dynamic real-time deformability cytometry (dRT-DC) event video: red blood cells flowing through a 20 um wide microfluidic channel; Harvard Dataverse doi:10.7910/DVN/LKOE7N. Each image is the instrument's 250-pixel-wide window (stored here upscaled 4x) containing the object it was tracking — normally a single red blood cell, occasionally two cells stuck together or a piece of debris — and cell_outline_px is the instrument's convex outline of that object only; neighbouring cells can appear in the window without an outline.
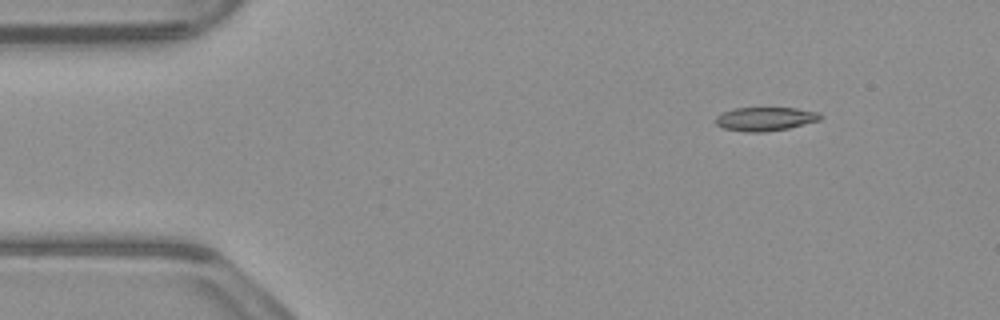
{"species": "common noctule bat (a hibernating species)", "species_latin": "Nyctalus noctula", "temperature_condition": "warm", "stored_images_in_passage": 48, "camera_frame_rate_fps": 3000, "um_per_image_px": 0.085, "animal": {"sex": "male", "body_mass_g": 23.1, "forearm_length_mm": 52.7}, "frame": {"image": 1, "passage_image": 1, "time_ms": 0.0, "image_size_px": [1000, 320], "cell_outline_px": [[824, 116], [820, 120], [788, 128], [764, 132], [744, 132], [724, 128], [716, 124], [716, 116], [732, 108], [796, 108], [820, 112]], "centroid_in_image_um": [65.07, 10.1], "position_along_channel_um": 19.9, "area_um2": 14.51}}
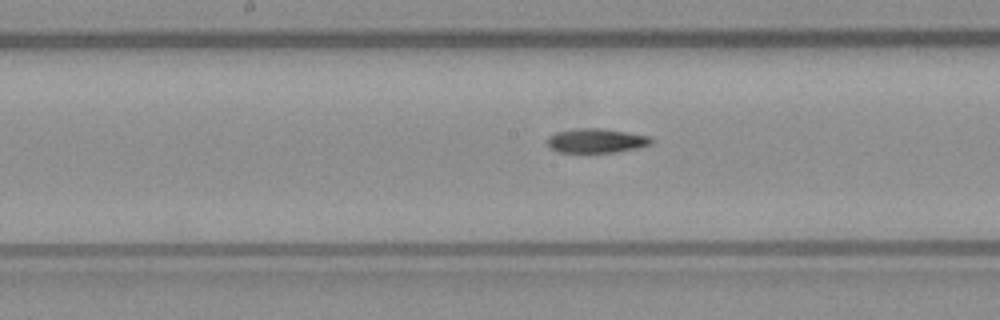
{"frame": {"image": 2, "passage_image": 21, "time_ms": 6.667, "image_size_px": [1000, 320], "cell_outline_px": [[656, 140], [652, 144], [640, 148], [616, 152], [560, 152], [548, 148], [548, 136], [556, 132], [580, 128], [604, 128], [652, 136]], "centroid_in_image_um": [50.77, 11.95], "position_along_channel_um": 197.4, "area_um2": 15.03}}
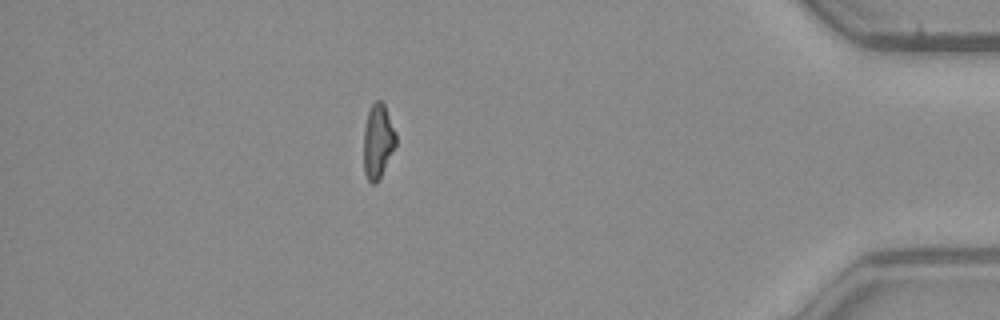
{"frame": {"image": 3, "passage_image": 41, "time_ms": 13.333, "image_size_px": [1000, 320], "cell_outline_px": [[396, 144], [380, 180], [376, 184], [372, 184], [368, 180], [364, 172], [364, 128], [368, 112], [372, 104], [376, 100], [380, 100], [384, 104], [396, 132]], "centroid_in_image_um": [32.12, 12.04], "position_along_channel_um": 403.1, "area_um2": 14.05}, "authors_computed_cell_mechanics": {"area_um2": 14.9124, "velocity_mm_per_s": 3.8559, "shape_relaxation_time_tau1_ms": null, "shape_relaxation_time_tau2_ms": 10.2358, "deformation_change_tau1": null, "deformation_change_tau2": 0.2401}}